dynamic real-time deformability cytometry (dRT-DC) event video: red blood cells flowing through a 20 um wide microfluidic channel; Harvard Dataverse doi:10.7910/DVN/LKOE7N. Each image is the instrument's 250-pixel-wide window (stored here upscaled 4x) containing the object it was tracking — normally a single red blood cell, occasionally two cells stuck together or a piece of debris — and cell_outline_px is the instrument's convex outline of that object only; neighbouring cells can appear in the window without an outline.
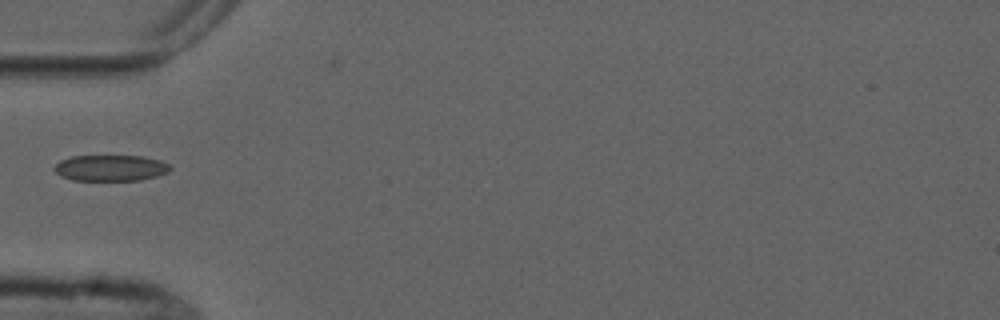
{"species": "common noctule bat (a hibernating species)", "species_latin": "Nyctalus noctula", "temperature_condition": "cold", "stored_images_in_passage": 2, "camera_frame_rate_fps": 3000, "um_per_image_px": 0.085, "animal": {"sex": "male", "forearm_length_mm": 52.5}, "frame": {"image": 1, "passage_image": 1, "time_ms": 0.0, "image_size_px": [1000, 320], "cell_outline_px": [[172, 168], [168, 172], [156, 176], [140, 180], [72, 180], [60, 176], [52, 168], [60, 160], [72, 156], [144, 156], [160, 160], [168, 164]], "centroid_in_image_um": [9.39, 14.27], "position_along_channel_um": 75.6, "area_um2": 17.63}}
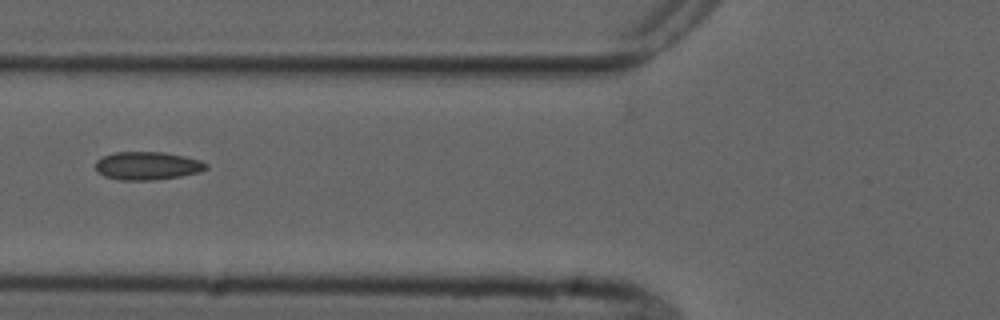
{"frame": {"image": 2, "passage_image": 2, "time_ms": 1.0, "image_size_px": [1000, 320], "cell_outline_px": [[208, 168], [200, 172], [180, 176], [152, 180], [120, 180], [104, 176], [96, 168], [96, 160], [104, 156], [116, 152], [164, 152], [184, 156], [200, 160], [208, 164]], "centroid_in_image_um": [12.55, 14.09], "position_along_channel_um": 113.2, "area_um2": 18.03}}